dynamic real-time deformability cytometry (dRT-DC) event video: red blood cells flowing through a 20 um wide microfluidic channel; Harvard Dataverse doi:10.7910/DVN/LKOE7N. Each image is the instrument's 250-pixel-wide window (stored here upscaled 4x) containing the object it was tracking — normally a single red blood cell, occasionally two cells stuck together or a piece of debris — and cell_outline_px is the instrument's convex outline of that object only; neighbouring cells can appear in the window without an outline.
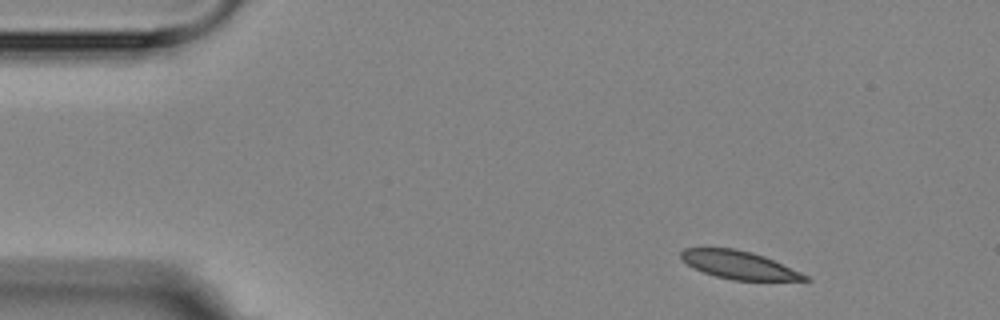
{"species": "Egyptian fruit bat (a non-hibernating species)", "species_latin": "Rousettus aegyptiacus", "temperature_condition": "room temperature", "stored_images_in_passage": 5, "camera_frame_rate_fps": 3000, "um_per_image_px": 0.085, "animal": {"sex": "female"}, "frame": {"image": 1, "passage_image": 1, "time_ms": 0.0, "image_size_px": [1000, 320], "cell_outline_px": [[812, 280], [732, 280], [716, 276], [692, 268], [680, 256], [680, 252], [684, 248], [732, 248], [752, 252], [764, 256], [800, 272], [808, 276]], "centroid_in_image_um": [62.79, 22.52], "position_along_channel_um": 22.2, "area_um2": 19.94}}
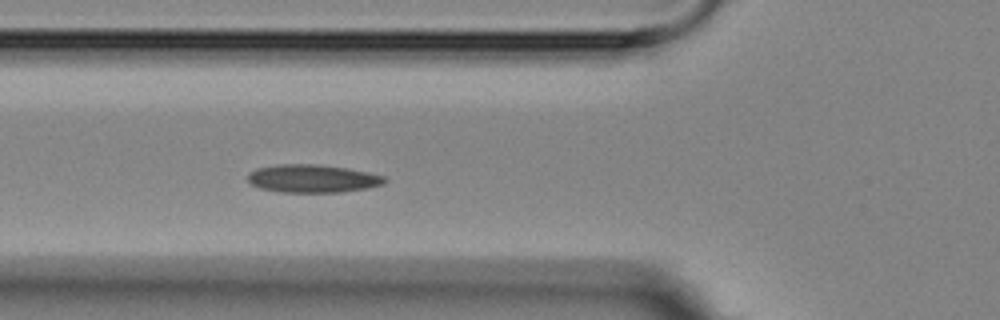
{"frame": {"image": 2, "passage_image": 5, "time_ms": 4.333, "image_size_px": [1000, 320], "cell_outline_px": [[388, 180], [384, 184], [364, 188], [340, 192], [280, 192], [260, 188], [252, 184], [248, 180], [248, 172], [256, 168], [280, 164], [320, 164], [348, 168], [368, 172], [384, 176]], "centroid_in_image_um": [26.56, 15.17], "position_along_channel_um": 99.2, "area_um2": 22.37}}